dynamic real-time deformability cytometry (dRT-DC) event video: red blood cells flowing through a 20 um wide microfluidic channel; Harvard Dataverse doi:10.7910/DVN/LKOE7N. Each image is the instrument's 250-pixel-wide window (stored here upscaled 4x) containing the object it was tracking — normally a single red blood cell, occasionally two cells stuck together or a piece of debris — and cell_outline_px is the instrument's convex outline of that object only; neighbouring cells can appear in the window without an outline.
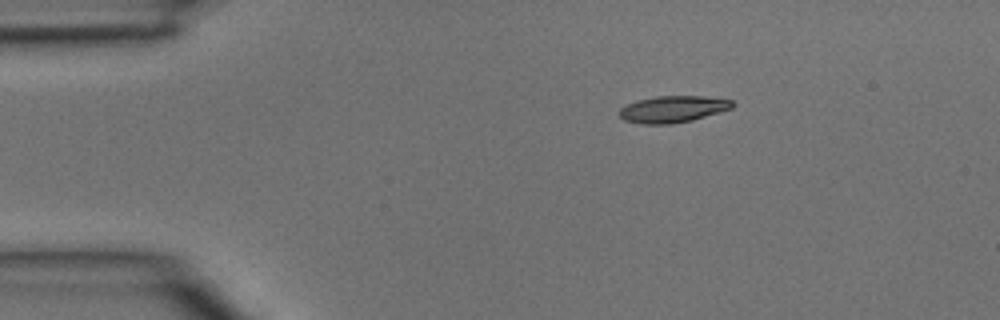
{"species": "common noctule bat (a hibernating species)", "species_latin": "Nyctalus noctula", "temperature_condition": "room temperature", "stored_images_in_passage": 2, "segment_of_instrument_passage": [1, 2], "camera_frame_rate_fps": 3000, "um_per_image_px": 0.085, "animal": {"sex": "male", "body_mass_g": 15.6}, "frame": {"image": 1, "passage_image": 1, "time_ms": 0.0, "image_size_px": [1000, 320], "cell_outline_px": [[736, 104], [732, 108], [692, 120], [672, 124], [644, 124], [624, 120], [620, 116], [620, 108], [636, 100], [656, 96], [704, 96], [732, 100]], "centroid_in_image_um": [57.2, 9.27], "position_along_channel_um": 27.8, "area_um2": 17.51}}